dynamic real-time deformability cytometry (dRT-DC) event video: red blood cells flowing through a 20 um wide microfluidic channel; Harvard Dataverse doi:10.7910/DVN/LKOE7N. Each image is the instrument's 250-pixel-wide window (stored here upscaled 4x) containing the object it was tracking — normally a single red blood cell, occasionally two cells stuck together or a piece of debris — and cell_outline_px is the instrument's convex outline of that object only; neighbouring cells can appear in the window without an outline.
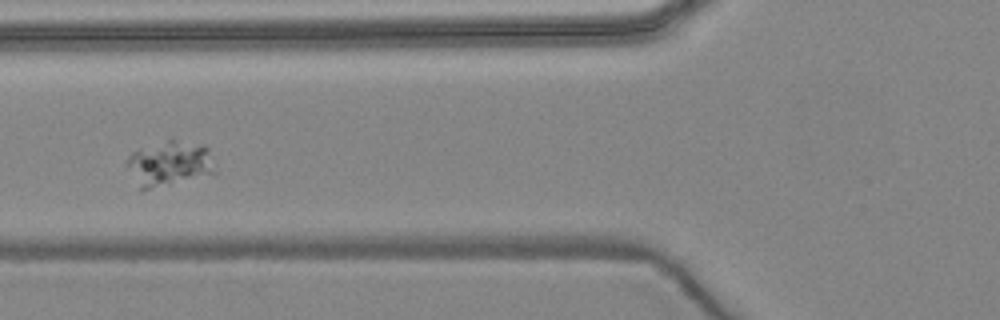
{"species": "common noctule bat (a hibernating species)", "species_latin": "Nyctalus noctula", "temperature_condition": "warm", "stored_images_in_passage": 2, "camera_frame_rate_fps": 3000, "um_per_image_px": 0.085, "animal": {"sex": "female", "body_mass_g": 24.6, "forearm_length_mm": 56.2}, "frame": {"image": 1, "passage_image": 2, "time_ms": 1.0, "image_size_px": [1000, 320], "cell_outline_px": [[216, 172], [140, 192], [124, 164], [124, 160], [132, 152], [172, 136], [204, 144], [208, 148], [216, 164]], "centroid_in_image_um": [14.37, 13.86], "position_along_channel_um": 111.4, "area_um2": 24.28}}